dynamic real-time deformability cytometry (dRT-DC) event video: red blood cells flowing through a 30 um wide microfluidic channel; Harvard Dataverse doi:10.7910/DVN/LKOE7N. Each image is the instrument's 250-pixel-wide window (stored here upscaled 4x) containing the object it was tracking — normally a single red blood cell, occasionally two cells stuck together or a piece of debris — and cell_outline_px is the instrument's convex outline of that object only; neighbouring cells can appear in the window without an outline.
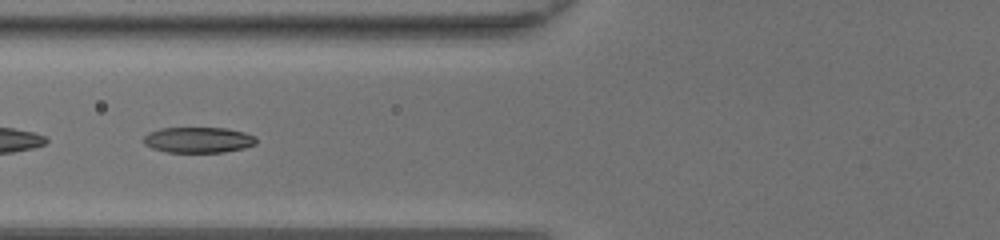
{"species": "common noctule bat (a hibernating species)", "species_latin": "Nyctalus noctula", "temperature_condition": "room temperature", "stored_images_in_passage": 49, "camera_frame_rate_fps": 3000, "um_per_image_px": 0.085, "animal": {"sex": "female", "body_mass_g": 20.0, "forearm_length_mm": 54.0}, "frame": {"image": 1, "passage_image": 22, "time_ms": 7.0, "image_size_px": [1000, 240], "cell_outline_px": [[256, 144], [244, 148], [224, 152], [168, 152], [152, 148], [144, 144], [144, 136], [148, 132], [160, 128], [224, 128], [244, 132], [256, 136]], "centroid_in_image_um": [16.86, 11.89], "position_along_channel_um": 108.9, "area_um2": 16.88}}
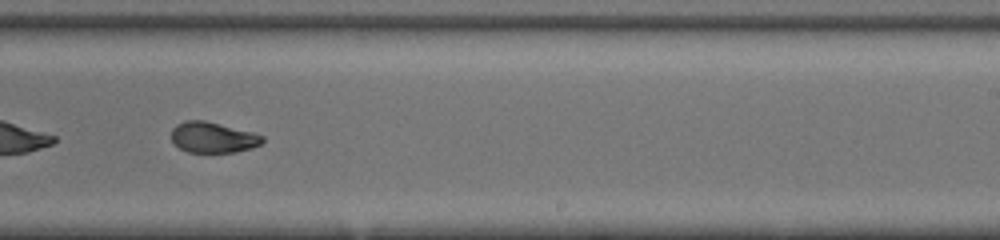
{"frame": {"image": 2, "passage_image": 33, "time_ms": 10.667, "image_size_px": [1000, 240], "cell_outline_px": [[264, 140], [260, 144], [252, 148], [236, 152], [188, 152], [180, 148], [172, 140], [172, 128], [176, 124], [184, 120], [204, 120], [252, 132], [264, 136]], "centroid_in_image_um": [18.1, 11.67], "position_along_channel_um": 270.9, "area_um2": 16.24}}
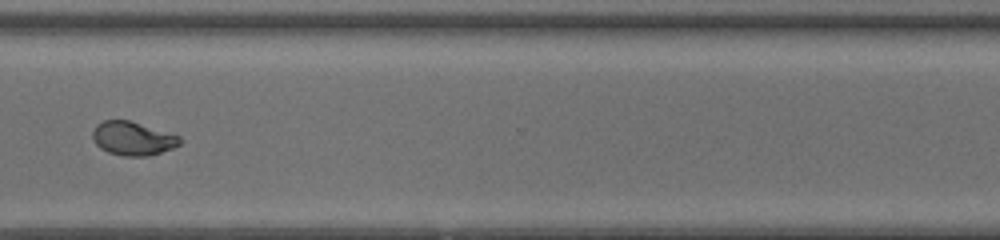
{"frame": {"image": 3, "passage_image": 39, "time_ms": 12.667, "image_size_px": [1000, 240], "cell_outline_px": [[184, 140], [180, 144], [172, 148], [148, 156], [124, 156], [108, 152], [100, 148], [92, 140], [92, 132], [96, 124], [104, 120], [128, 120], [180, 136]], "centroid_in_image_um": [11.27, 11.77], "position_along_channel_um": 359.3, "area_um2": 17.11}, "authors_computed_cell_mechanics": {"area_um2": 17.7446, "velocity_mm_per_s": 4.4226, "shape_relaxation_time_tau1_ms": 8.3125, "shape_relaxation_time_tau2_ms": 1.3447, "deformation_change_tau1": 0.2938, "deformation_change_tau2": 0.0631}}